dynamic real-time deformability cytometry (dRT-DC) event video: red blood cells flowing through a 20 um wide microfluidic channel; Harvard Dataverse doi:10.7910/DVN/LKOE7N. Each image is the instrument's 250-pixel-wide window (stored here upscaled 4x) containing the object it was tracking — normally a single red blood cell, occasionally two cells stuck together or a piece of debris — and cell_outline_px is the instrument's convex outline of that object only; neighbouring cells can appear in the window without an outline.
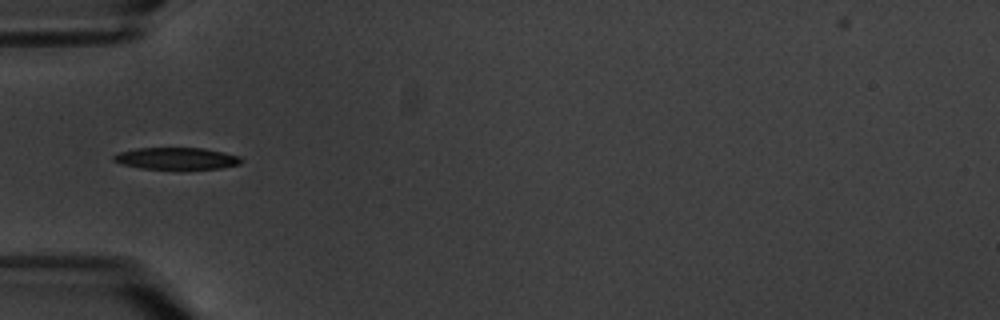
{"species": "common noctule bat (a hibernating species)", "species_latin": "Nyctalus noctula", "temperature_condition": "warm", "stored_images_in_passage": 3, "camera_frame_rate_fps": 3000, "um_per_image_px": 0.085, "animal": {"sex": "male", "body_mass_g": 20.1, "forearm_length_mm": 53.5}, "frame": {"image": 1, "passage_image": 3, "time_ms": 2.333, "image_size_px": [1000, 320], "cell_outline_px": [[244, 160], [240, 164], [220, 168], [140, 168], [124, 164], [112, 160], [112, 156], [120, 152], [136, 148], [204, 148], [224, 152], [240, 156]], "centroid_in_image_um": [15.03, 13.45], "position_along_channel_um": 70.0, "area_um2": 16.01}}